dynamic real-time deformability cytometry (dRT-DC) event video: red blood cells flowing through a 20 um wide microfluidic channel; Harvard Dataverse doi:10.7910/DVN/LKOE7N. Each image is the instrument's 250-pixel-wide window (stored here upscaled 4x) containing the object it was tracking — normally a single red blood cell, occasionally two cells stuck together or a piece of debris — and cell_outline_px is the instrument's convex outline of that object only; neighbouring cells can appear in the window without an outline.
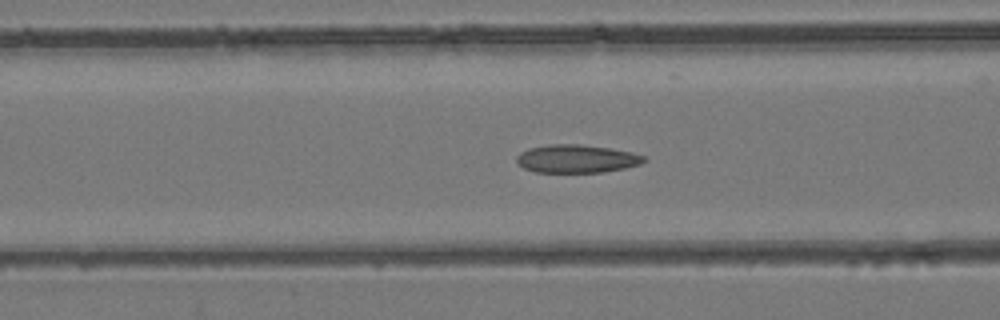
{"species": "common noctule bat (a hibernating species)", "species_latin": "Nyctalus noctula", "temperature_condition": "room temperature", "stored_images_in_passage": 50, "camera_frame_rate_fps": 3000, "um_per_image_px": 0.085, "animal": {"sex": "female", "body_mass_g": 24.6, "forearm_length_mm": 56.2}, "frame": {"image": 1, "passage_image": 20, "time_ms": 6.333, "image_size_px": [1000, 320], "cell_outline_px": [[648, 160], [640, 164], [624, 168], [604, 172], [536, 172], [524, 168], [516, 164], [516, 156], [520, 152], [528, 148], [552, 144], [580, 144], [608, 148], [632, 152], [644, 156]], "centroid_in_image_um": [48.99, 13.49], "position_along_channel_um": 117.6, "area_um2": 20.92}}
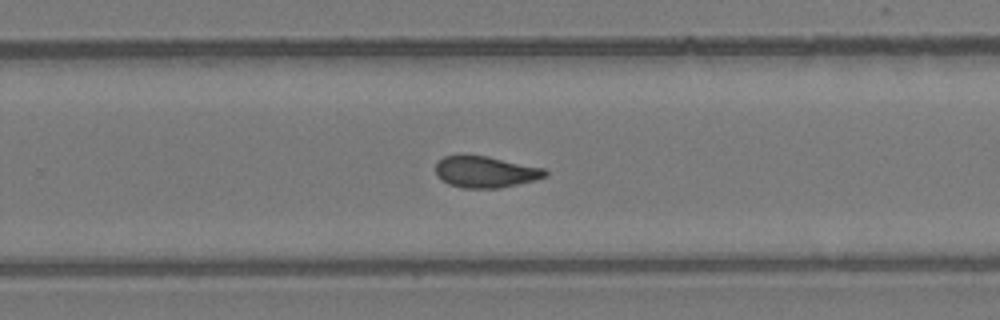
{"frame": {"image": 2, "passage_image": 32, "time_ms": 10.333, "image_size_px": [1000, 320], "cell_outline_px": [[548, 176], [536, 180], [500, 188], [460, 188], [448, 184], [440, 180], [436, 176], [436, 164], [444, 156], [488, 156], [544, 168], [548, 172]], "centroid_in_image_um": [41.28, 14.63], "position_along_channel_um": 288.5, "area_um2": 20.11}}
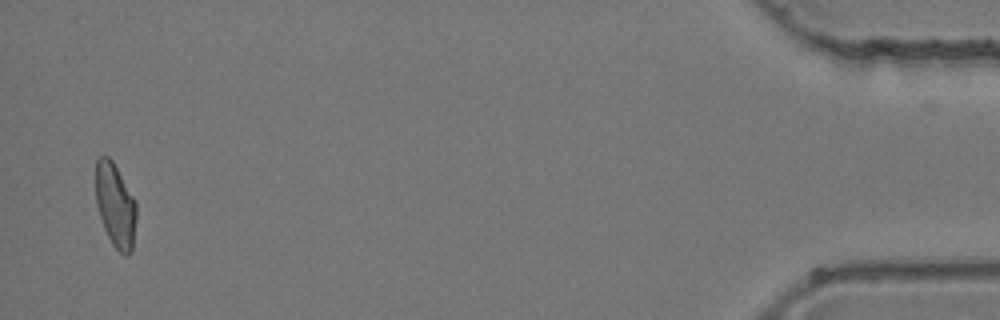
{"frame": {"image": 3, "passage_image": 48, "time_ms": 15.667, "image_size_px": [1000, 320], "cell_outline_px": [[136, 216], [132, 252], [128, 256], [124, 256], [112, 244], [104, 228], [96, 204], [96, 160], [100, 156], [108, 156], [112, 160], [136, 200]], "centroid_in_image_um": [9.81, 17.46], "position_along_channel_um": 425.4, "area_um2": 19.94}}